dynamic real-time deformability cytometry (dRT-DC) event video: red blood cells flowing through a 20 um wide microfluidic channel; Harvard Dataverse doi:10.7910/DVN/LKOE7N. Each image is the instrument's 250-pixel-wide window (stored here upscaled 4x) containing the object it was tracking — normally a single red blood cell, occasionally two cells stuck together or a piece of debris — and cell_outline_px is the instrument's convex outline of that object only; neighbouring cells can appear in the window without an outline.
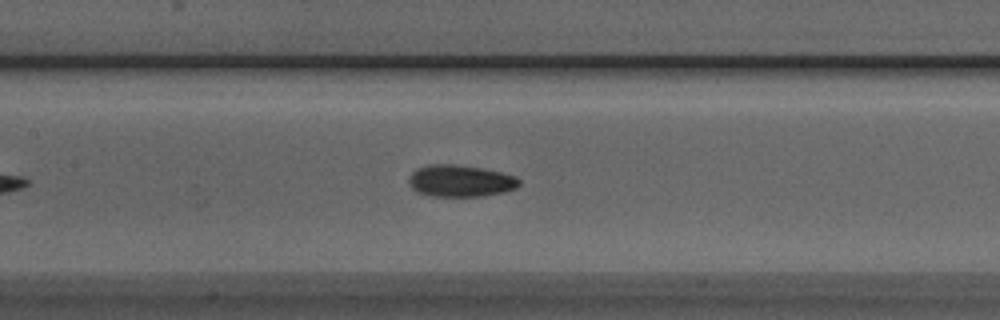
{"species": "Egyptian fruit bat (a non-hibernating species)", "species_latin": "Rousettus aegyptiacus", "temperature_condition": "room temperature", "stored_images_in_passage": 44, "camera_frame_rate_fps": 3000, "um_per_image_px": 0.085, "animal": {"sex": "male"}, "frame": {"image": 1, "passage_image": 15, "time_ms": 4.667, "image_size_px": [1000, 320], "cell_outline_px": [[520, 184], [516, 188], [504, 192], [484, 196], [432, 196], [416, 192], [408, 184], [408, 180], [412, 172], [416, 168], [428, 164], [456, 164], [480, 168], [500, 172], [516, 176], [520, 180]], "centroid_in_image_um": [39.11, 15.37], "position_along_channel_um": 168.3, "area_um2": 20.63}}
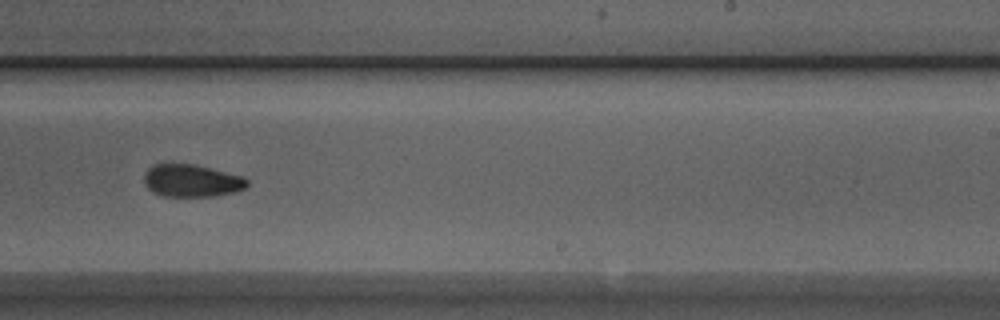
{"frame": {"image": 2, "passage_image": 23, "time_ms": 7.333, "image_size_px": [1000, 320], "cell_outline_px": [[248, 184], [244, 188], [236, 192], [216, 196], [164, 196], [152, 192], [144, 184], [144, 172], [152, 164], [196, 164], [244, 176], [248, 180]], "centroid_in_image_um": [16.29, 15.35], "position_along_channel_um": 272.7, "area_um2": 19.77}}
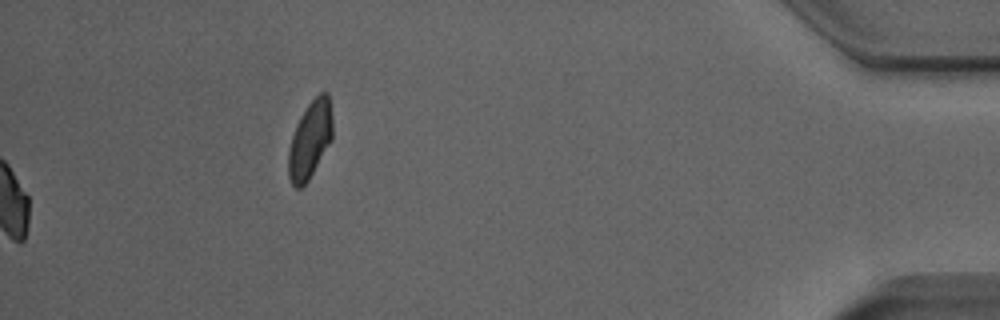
{"frame": {"image": 3, "passage_image": 44, "time_ms": 14.333, "image_size_px": [1000, 320], "cell_outline_px": [[332, 140], [308, 180], [300, 188], [296, 188], [292, 184], [288, 176], [288, 152], [292, 136], [296, 124], [300, 116], [308, 104], [320, 92], [328, 92], [332, 116]], "centroid_in_image_um": [26.35, 11.87], "position_along_channel_um": 408.8, "area_um2": 19.83}, "authors_computed_cell_mechanics": {"area_um2": 19.7965, "velocity_mm_per_s": 3.9394, "shape_relaxation_time_tau1_ms": 5.281, "shape_relaxation_time_tau2_ms": 5.2447, "deformation_change_tau1": 0.1172, "deformation_change_tau2": 0.0706}}